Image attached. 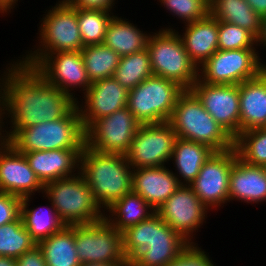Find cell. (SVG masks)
Segmentation results:
<instances>
[{
    "instance_id": "obj_1",
    "label": "cell",
    "mask_w": 266,
    "mask_h": 266,
    "mask_svg": "<svg viewBox=\"0 0 266 266\" xmlns=\"http://www.w3.org/2000/svg\"><path fill=\"white\" fill-rule=\"evenodd\" d=\"M1 76L2 111L10 117V131H4L5 139L15 128H26L38 123L58 120L75 105L77 98L50 85L36 70L13 62ZM7 111V112H6Z\"/></svg>"
},
{
    "instance_id": "obj_2",
    "label": "cell",
    "mask_w": 266,
    "mask_h": 266,
    "mask_svg": "<svg viewBox=\"0 0 266 266\" xmlns=\"http://www.w3.org/2000/svg\"><path fill=\"white\" fill-rule=\"evenodd\" d=\"M122 234L123 252L130 266H165L189 244L157 213Z\"/></svg>"
},
{
    "instance_id": "obj_3",
    "label": "cell",
    "mask_w": 266,
    "mask_h": 266,
    "mask_svg": "<svg viewBox=\"0 0 266 266\" xmlns=\"http://www.w3.org/2000/svg\"><path fill=\"white\" fill-rule=\"evenodd\" d=\"M132 171L123 154L100 153L86 145L80 153L79 172L103 212L132 191Z\"/></svg>"
},
{
    "instance_id": "obj_4",
    "label": "cell",
    "mask_w": 266,
    "mask_h": 266,
    "mask_svg": "<svg viewBox=\"0 0 266 266\" xmlns=\"http://www.w3.org/2000/svg\"><path fill=\"white\" fill-rule=\"evenodd\" d=\"M4 140L22 154L55 149H83L86 145V132L75 105L58 120L15 128Z\"/></svg>"
},
{
    "instance_id": "obj_5",
    "label": "cell",
    "mask_w": 266,
    "mask_h": 266,
    "mask_svg": "<svg viewBox=\"0 0 266 266\" xmlns=\"http://www.w3.org/2000/svg\"><path fill=\"white\" fill-rule=\"evenodd\" d=\"M168 123L177 137L204 144L215 152L234 148V139L212 118L190 90H185L178 97Z\"/></svg>"
},
{
    "instance_id": "obj_6",
    "label": "cell",
    "mask_w": 266,
    "mask_h": 266,
    "mask_svg": "<svg viewBox=\"0 0 266 266\" xmlns=\"http://www.w3.org/2000/svg\"><path fill=\"white\" fill-rule=\"evenodd\" d=\"M77 172V175L50 181L43 188L66 226L93 224L105 217L83 175Z\"/></svg>"
},
{
    "instance_id": "obj_7",
    "label": "cell",
    "mask_w": 266,
    "mask_h": 266,
    "mask_svg": "<svg viewBox=\"0 0 266 266\" xmlns=\"http://www.w3.org/2000/svg\"><path fill=\"white\" fill-rule=\"evenodd\" d=\"M58 2L43 17L39 34L40 46L34 52H27L26 57L20 60L23 65L34 68L47 54L80 51L84 47L77 20V7L71 2Z\"/></svg>"
},
{
    "instance_id": "obj_8",
    "label": "cell",
    "mask_w": 266,
    "mask_h": 266,
    "mask_svg": "<svg viewBox=\"0 0 266 266\" xmlns=\"http://www.w3.org/2000/svg\"><path fill=\"white\" fill-rule=\"evenodd\" d=\"M147 50L153 75L175 81L185 90L197 81L198 67L190 59L175 29L161 28L159 32L149 34Z\"/></svg>"
},
{
    "instance_id": "obj_9",
    "label": "cell",
    "mask_w": 266,
    "mask_h": 266,
    "mask_svg": "<svg viewBox=\"0 0 266 266\" xmlns=\"http://www.w3.org/2000/svg\"><path fill=\"white\" fill-rule=\"evenodd\" d=\"M184 91L177 82L152 75L129 90L127 108L140 124L168 122Z\"/></svg>"
},
{
    "instance_id": "obj_10",
    "label": "cell",
    "mask_w": 266,
    "mask_h": 266,
    "mask_svg": "<svg viewBox=\"0 0 266 266\" xmlns=\"http://www.w3.org/2000/svg\"><path fill=\"white\" fill-rule=\"evenodd\" d=\"M260 60L256 48L217 50L198 68V79L208 84L239 85L266 69Z\"/></svg>"
},
{
    "instance_id": "obj_11",
    "label": "cell",
    "mask_w": 266,
    "mask_h": 266,
    "mask_svg": "<svg viewBox=\"0 0 266 266\" xmlns=\"http://www.w3.org/2000/svg\"><path fill=\"white\" fill-rule=\"evenodd\" d=\"M75 248L80 263L125 262L123 234L105 219L87 225H74Z\"/></svg>"
},
{
    "instance_id": "obj_12",
    "label": "cell",
    "mask_w": 266,
    "mask_h": 266,
    "mask_svg": "<svg viewBox=\"0 0 266 266\" xmlns=\"http://www.w3.org/2000/svg\"><path fill=\"white\" fill-rule=\"evenodd\" d=\"M177 134L168 122L140 124L125 156L133 169L162 167L171 160Z\"/></svg>"
},
{
    "instance_id": "obj_13",
    "label": "cell",
    "mask_w": 266,
    "mask_h": 266,
    "mask_svg": "<svg viewBox=\"0 0 266 266\" xmlns=\"http://www.w3.org/2000/svg\"><path fill=\"white\" fill-rule=\"evenodd\" d=\"M140 123L126 107L96 119L86 130V146L100 153L123 154L130 148Z\"/></svg>"
},
{
    "instance_id": "obj_14",
    "label": "cell",
    "mask_w": 266,
    "mask_h": 266,
    "mask_svg": "<svg viewBox=\"0 0 266 266\" xmlns=\"http://www.w3.org/2000/svg\"><path fill=\"white\" fill-rule=\"evenodd\" d=\"M237 158L235 148L214 152L189 185L207 208H216L229 202L230 174Z\"/></svg>"
},
{
    "instance_id": "obj_15",
    "label": "cell",
    "mask_w": 266,
    "mask_h": 266,
    "mask_svg": "<svg viewBox=\"0 0 266 266\" xmlns=\"http://www.w3.org/2000/svg\"><path fill=\"white\" fill-rule=\"evenodd\" d=\"M204 109L235 139L240 133L239 85L208 84L199 79L189 89Z\"/></svg>"
},
{
    "instance_id": "obj_16",
    "label": "cell",
    "mask_w": 266,
    "mask_h": 266,
    "mask_svg": "<svg viewBox=\"0 0 266 266\" xmlns=\"http://www.w3.org/2000/svg\"><path fill=\"white\" fill-rule=\"evenodd\" d=\"M207 210L209 209L199 200L192 188L185 184L181 185L156 213L188 243H194L193 232L203 225Z\"/></svg>"
},
{
    "instance_id": "obj_17",
    "label": "cell",
    "mask_w": 266,
    "mask_h": 266,
    "mask_svg": "<svg viewBox=\"0 0 266 266\" xmlns=\"http://www.w3.org/2000/svg\"><path fill=\"white\" fill-rule=\"evenodd\" d=\"M50 85L68 93L73 98V88L87 91L91 85L80 51L47 54L34 68ZM71 88V89H70Z\"/></svg>"
},
{
    "instance_id": "obj_18",
    "label": "cell",
    "mask_w": 266,
    "mask_h": 266,
    "mask_svg": "<svg viewBox=\"0 0 266 266\" xmlns=\"http://www.w3.org/2000/svg\"><path fill=\"white\" fill-rule=\"evenodd\" d=\"M83 93L85 105H79L78 101L76 105L80 109V117L86 130L96 119L109 116L126 107L129 90L111 77L91 83L88 90Z\"/></svg>"
},
{
    "instance_id": "obj_19",
    "label": "cell",
    "mask_w": 266,
    "mask_h": 266,
    "mask_svg": "<svg viewBox=\"0 0 266 266\" xmlns=\"http://www.w3.org/2000/svg\"><path fill=\"white\" fill-rule=\"evenodd\" d=\"M43 188L24 154L5 141L0 147V192L24 198L36 191L43 193Z\"/></svg>"
},
{
    "instance_id": "obj_20",
    "label": "cell",
    "mask_w": 266,
    "mask_h": 266,
    "mask_svg": "<svg viewBox=\"0 0 266 266\" xmlns=\"http://www.w3.org/2000/svg\"><path fill=\"white\" fill-rule=\"evenodd\" d=\"M82 150L55 149L24 152L23 154L30 168L44 185L50 181L76 175L77 172H74L80 168V153Z\"/></svg>"
},
{
    "instance_id": "obj_21",
    "label": "cell",
    "mask_w": 266,
    "mask_h": 266,
    "mask_svg": "<svg viewBox=\"0 0 266 266\" xmlns=\"http://www.w3.org/2000/svg\"><path fill=\"white\" fill-rule=\"evenodd\" d=\"M181 186L175 173L166 166L133 169L132 191L155 211Z\"/></svg>"
},
{
    "instance_id": "obj_22",
    "label": "cell",
    "mask_w": 266,
    "mask_h": 266,
    "mask_svg": "<svg viewBox=\"0 0 266 266\" xmlns=\"http://www.w3.org/2000/svg\"><path fill=\"white\" fill-rule=\"evenodd\" d=\"M240 133L266 128V69L239 84Z\"/></svg>"
},
{
    "instance_id": "obj_23",
    "label": "cell",
    "mask_w": 266,
    "mask_h": 266,
    "mask_svg": "<svg viewBox=\"0 0 266 266\" xmlns=\"http://www.w3.org/2000/svg\"><path fill=\"white\" fill-rule=\"evenodd\" d=\"M247 203L266 202V169L251 166L237 158L232 166L229 182L230 200Z\"/></svg>"
},
{
    "instance_id": "obj_24",
    "label": "cell",
    "mask_w": 266,
    "mask_h": 266,
    "mask_svg": "<svg viewBox=\"0 0 266 266\" xmlns=\"http://www.w3.org/2000/svg\"><path fill=\"white\" fill-rule=\"evenodd\" d=\"M185 26V33L180 37L190 59L199 68L218 50V20L208 14Z\"/></svg>"
},
{
    "instance_id": "obj_25",
    "label": "cell",
    "mask_w": 266,
    "mask_h": 266,
    "mask_svg": "<svg viewBox=\"0 0 266 266\" xmlns=\"http://www.w3.org/2000/svg\"><path fill=\"white\" fill-rule=\"evenodd\" d=\"M214 152L209 146L177 137L171 160L173 159L174 167L177 168L181 176L176 175L178 182L181 185H185V183L190 185L199 174L201 167ZM179 178H183L181 180L184 181Z\"/></svg>"
},
{
    "instance_id": "obj_26",
    "label": "cell",
    "mask_w": 266,
    "mask_h": 266,
    "mask_svg": "<svg viewBox=\"0 0 266 266\" xmlns=\"http://www.w3.org/2000/svg\"><path fill=\"white\" fill-rule=\"evenodd\" d=\"M110 215L104 219L117 231L123 233L128 228L149 219L156 211L137 193L131 191L106 209ZM109 216V217H108Z\"/></svg>"
},
{
    "instance_id": "obj_27",
    "label": "cell",
    "mask_w": 266,
    "mask_h": 266,
    "mask_svg": "<svg viewBox=\"0 0 266 266\" xmlns=\"http://www.w3.org/2000/svg\"><path fill=\"white\" fill-rule=\"evenodd\" d=\"M132 24L114 15L106 29L103 44L121 57L146 49L149 35Z\"/></svg>"
},
{
    "instance_id": "obj_28",
    "label": "cell",
    "mask_w": 266,
    "mask_h": 266,
    "mask_svg": "<svg viewBox=\"0 0 266 266\" xmlns=\"http://www.w3.org/2000/svg\"><path fill=\"white\" fill-rule=\"evenodd\" d=\"M209 14L218 21L247 29L256 38L260 36L262 18L245 0H209Z\"/></svg>"
},
{
    "instance_id": "obj_29",
    "label": "cell",
    "mask_w": 266,
    "mask_h": 266,
    "mask_svg": "<svg viewBox=\"0 0 266 266\" xmlns=\"http://www.w3.org/2000/svg\"><path fill=\"white\" fill-rule=\"evenodd\" d=\"M37 245L43 253L47 266H80L75 248L74 226H65Z\"/></svg>"
},
{
    "instance_id": "obj_30",
    "label": "cell",
    "mask_w": 266,
    "mask_h": 266,
    "mask_svg": "<svg viewBox=\"0 0 266 266\" xmlns=\"http://www.w3.org/2000/svg\"><path fill=\"white\" fill-rule=\"evenodd\" d=\"M30 197L32 196L22 198L20 217L22 218L23 225L29 232L31 238L38 243L54 233L61 231L66 225L58 216L52 203L48 211L49 213L44 212L46 211L44 208L41 209L38 207L29 209L28 202L31 199Z\"/></svg>"
},
{
    "instance_id": "obj_31",
    "label": "cell",
    "mask_w": 266,
    "mask_h": 266,
    "mask_svg": "<svg viewBox=\"0 0 266 266\" xmlns=\"http://www.w3.org/2000/svg\"><path fill=\"white\" fill-rule=\"evenodd\" d=\"M80 52L91 83L113 77L121 59L118 53L104 44L85 46Z\"/></svg>"
},
{
    "instance_id": "obj_32",
    "label": "cell",
    "mask_w": 266,
    "mask_h": 266,
    "mask_svg": "<svg viewBox=\"0 0 266 266\" xmlns=\"http://www.w3.org/2000/svg\"><path fill=\"white\" fill-rule=\"evenodd\" d=\"M153 75L147 48L120 59L113 77L125 88L131 90Z\"/></svg>"
},
{
    "instance_id": "obj_33",
    "label": "cell",
    "mask_w": 266,
    "mask_h": 266,
    "mask_svg": "<svg viewBox=\"0 0 266 266\" xmlns=\"http://www.w3.org/2000/svg\"><path fill=\"white\" fill-rule=\"evenodd\" d=\"M113 16L111 11L77 8V20L84 47L103 44L106 29Z\"/></svg>"
},
{
    "instance_id": "obj_34",
    "label": "cell",
    "mask_w": 266,
    "mask_h": 266,
    "mask_svg": "<svg viewBox=\"0 0 266 266\" xmlns=\"http://www.w3.org/2000/svg\"><path fill=\"white\" fill-rule=\"evenodd\" d=\"M238 158L251 166L266 167V128L243 131L234 139Z\"/></svg>"
},
{
    "instance_id": "obj_35",
    "label": "cell",
    "mask_w": 266,
    "mask_h": 266,
    "mask_svg": "<svg viewBox=\"0 0 266 266\" xmlns=\"http://www.w3.org/2000/svg\"><path fill=\"white\" fill-rule=\"evenodd\" d=\"M37 243L23 225L22 218L0 226V256L17 259Z\"/></svg>"
},
{
    "instance_id": "obj_36",
    "label": "cell",
    "mask_w": 266,
    "mask_h": 266,
    "mask_svg": "<svg viewBox=\"0 0 266 266\" xmlns=\"http://www.w3.org/2000/svg\"><path fill=\"white\" fill-rule=\"evenodd\" d=\"M257 43V38L247 29L218 21V50L255 48Z\"/></svg>"
},
{
    "instance_id": "obj_37",
    "label": "cell",
    "mask_w": 266,
    "mask_h": 266,
    "mask_svg": "<svg viewBox=\"0 0 266 266\" xmlns=\"http://www.w3.org/2000/svg\"><path fill=\"white\" fill-rule=\"evenodd\" d=\"M160 3L185 24L204 19L209 14V0H160Z\"/></svg>"
},
{
    "instance_id": "obj_38",
    "label": "cell",
    "mask_w": 266,
    "mask_h": 266,
    "mask_svg": "<svg viewBox=\"0 0 266 266\" xmlns=\"http://www.w3.org/2000/svg\"><path fill=\"white\" fill-rule=\"evenodd\" d=\"M165 266H216L196 243H189L178 257Z\"/></svg>"
},
{
    "instance_id": "obj_39",
    "label": "cell",
    "mask_w": 266,
    "mask_h": 266,
    "mask_svg": "<svg viewBox=\"0 0 266 266\" xmlns=\"http://www.w3.org/2000/svg\"><path fill=\"white\" fill-rule=\"evenodd\" d=\"M21 204V197L6 192H0V226L20 218Z\"/></svg>"
},
{
    "instance_id": "obj_40",
    "label": "cell",
    "mask_w": 266,
    "mask_h": 266,
    "mask_svg": "<svg viewBox=\"0 0 266 266\" xmlns=\"http://www.w3.org/2000/svg\"><path fill=\"white\" fill-rule=\"evenodd\" d=\"M16 266H47L38 245L16 259Z\"/></svg>"
},
{
    "instance_id": "obj_41",
    "label": "cell",
    "mask_w": 266,
    "mask_h": 266,
    "mask_svg": "<svg viewBox=\"0 0 266 266\" xmlns=\"http://www.w3.org/2000/svg\"><path fill=\"white\" fill-rule=\"evenodd\" d=\"M115 0H72L71 3L77 8H91L111 11Z\"/></svg>"
},
{
    "instance_id": "obj_42",
    "label": "cell",
    "mask_w": 266,
    "mask_h": 266,
    "mask_svg": "<svg viewBox=\"0 0 266 266\" xmlns=\"http://www.w3.org/2000/svg\"><path fill=\"white\" fill-rule=\"evenodd\" d=\"M261 18L266 16V0H245Z\"/></svg>"
},
{
    "instance_id": "obj_43",
    "label": "cell",
    "mask_w": 266,
    "mask_h": 266,
    "mask_svg": "<svg viewBox=\"0 0 266 266\" xmlns=\"http://www.w3.org/2000/svg\"><path fill=\"white\" fill-rule=\"evenodd\" d=\"M80 266H130V261L115 262V263H103V262H92V263H80Z\"/></svg>"
},
{
    "instance_id": "obj_44",
    "label": "cell",
    "mask_w": 266,
    "mask_h": 266,
    "mask_svg": "<svg viewBox=\"0 0 266 266\" xmlns=\"http://www.w3.org/2000/svg\"><path fill=\"white\" fill-rule=\"evenodd\" d=\"M18 0H0V13H7L13 9ZM9 10V11H8Z\"/></svg>"
},
{
    "instance_id": "obj_45",
    "label": "cell",
    "mask_w": 266,
    "mask_h": 266,
    "mask_svg": "<svg viewBox=\"0 0 266 266\" xmlns=\"http://www.w3.org/2000/svg\"><path fill=\"white\" fill-rule=\"evenodd\" d=\"M257 44H263V47H266V16L262 18V24H261V33L260 36L257 38Z\"/></svg>"
},
{
    "instance_id": "obj_46",
    "label": "cell",
    "mask_w": 266,
    "mask_h": 266,
    "mask_svg": "<svg viewBox=\"0 0 266 266\" xmlns=\"http://www.w3.org/2000/svg\"><path fill=\"white\" fill-rule=\"evenodd\" d=\"M0 266H16V259L0 256Z\"/></svg>"
},
{
    "instance_id": "obj_47",
    "label": "cell",
    "mask_w": 266,
    "mask_h": 266,
    "mask_svg": "<svg viewBox=\"0 0 266 266\" xmlns=\"http://www.w3.org/2000/svg\"><path fill=\"white\" fill-rule=\"evenodd\" d=\"M2 117H3V111H2V85L0 83V140H4L3 135L1 133V132H3L2 131V127L4 128V126H3L4 122L2 120L3 119Z\"/></svg>"
},
{
    "instance_id": "obj_48",
    "label": "cell",
    "mask_w": 266,
    "mask_h": 266,
    "mask_svg": "<svg viewBox=\"0 0 266 266\" xmlns=\"http://www.w3.org/2000/svg\"><path fill=\"white\" fill-rule=\"evenodd\" d=\"M72 0H62L61 2H71Z\"/></svg>"
},
{
    "instance_id": "obj_49",
    "label": "cell",
    "mask_w": 266,
    "mask_h": 266,
    "mask_svg": "<svg viewBox=\"0 0 266 266\" xmlns=\"http://www.w3.org/2000/svg\"><path fill=\"white\" fill-rule=\"evenodd\" d=\"M5 142V140H0V146Z\"/></svg>"
}]
</instances>
